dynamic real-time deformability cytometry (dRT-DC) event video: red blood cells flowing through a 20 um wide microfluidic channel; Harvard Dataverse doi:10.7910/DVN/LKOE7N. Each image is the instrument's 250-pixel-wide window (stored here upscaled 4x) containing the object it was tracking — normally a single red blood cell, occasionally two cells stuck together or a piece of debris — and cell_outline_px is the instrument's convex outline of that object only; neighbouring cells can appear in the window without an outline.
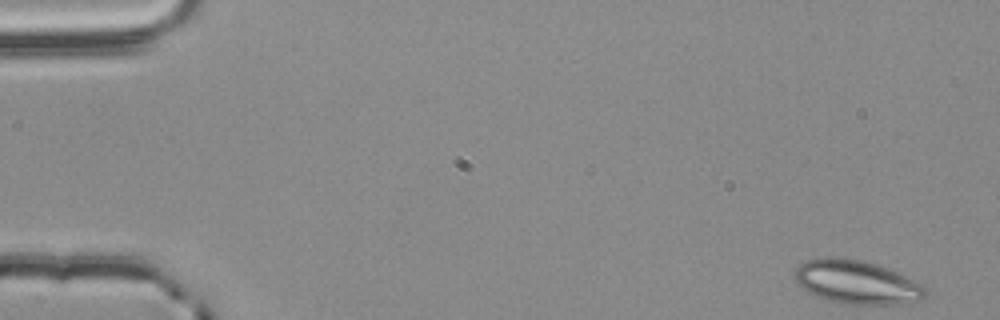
{"species": "common noctule bat (a hibernating species)", "species_latin": "Nyctalus noctula", "temperature_condition": "room temperature", "stored_images_in_passage": 54, "camera_frame_rate_fps": 3000, "um_per_image_px": 0.085, "animal": {"sex": "male", "body_mass_g": 20.4}, "frame": {"image": 1, "passage_image": 1, "time_ms": 0.0, "image_size_px": [1000, 320], "cell_outline_px": [[928, 292], [920, 300], [900, 304], [840, 304], [816, 296], [808, 292], [796, 284], [796, 268], [804, 260], [828, 256], [840, 256], [860, 260], [876, 264], [896, 272], [924, 284], [928, 288]], "centroid_in_image_um": [72.82, 23.98], "position_along_channel_um": 12.2, "area_um2": 33.52}}
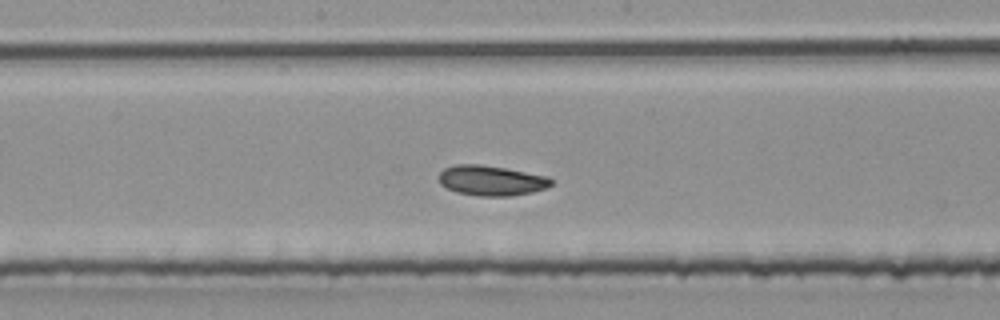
{"frame": {"image": 2, "passage_image": 28, "time_ms": 9.0, "image_size_px": [1000, 320], "cell_outline_px": [[552, 184], [544, 188], [532, 192], [508, 196], [480, 196], [456, 192], [440, 184], [436, 176], [444, 168], [456, 164], [480, 164], [504, 168], [548, 176], [552, 180]], "centroid_in_image_um": [41.71, 15.34], "position_along_channel_um": 206.5, "area_um2": 19.71}}
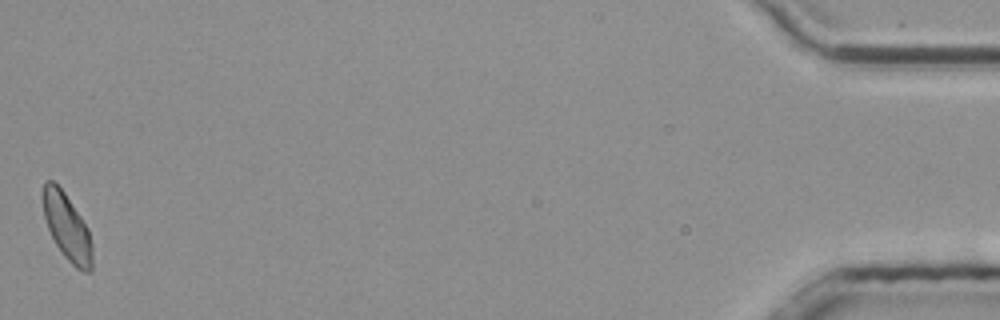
{"frame": {"image": 3, "passage_image": 54, "time_ms": 17.667, "image_size_px": [1000, 320], "cell_outline_px": [[92, 272], [84, 272], [76, 268], [64, 256], [56, 244], [48, 228], [44, 216], [40, 196], [40, 192], [44, 180], [52, 180], [64, 192], [88, 228], [92, 244]], "centroid_in_image_um": [5.67, 19.27], "position_along_channel_um": 429.5, "area_um2": 19.36}, "authors_computed_cell_mechanics": {"area_um2": 19.652, "velocity_mm_per_s": 3.7412, "shape_relaxation_time_tau1_ms": 4.0658, "shape_relaxation_time_tau2_ms": 3.2797, "deformation_change_tau1": 0.1162, "deformation_change_tau2": 0.0831}}